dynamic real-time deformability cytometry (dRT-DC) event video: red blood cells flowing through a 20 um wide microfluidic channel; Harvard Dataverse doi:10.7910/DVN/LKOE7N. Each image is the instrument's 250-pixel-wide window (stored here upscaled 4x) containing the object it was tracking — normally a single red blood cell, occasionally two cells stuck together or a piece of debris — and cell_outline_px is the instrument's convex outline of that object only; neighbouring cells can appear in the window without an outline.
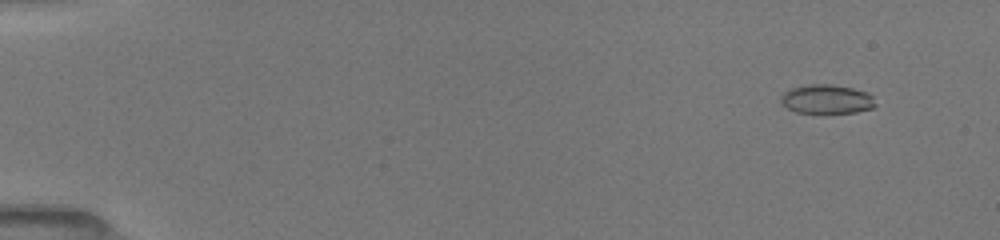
{"species": "common noctule bat (a hibernating species)", "species_latin": "Nyctalus noctula", "temperature_condition": "room temperature", "stored_images_in_passage": 22, "camera_frame_rate_fps": 3000, "um_per_image_px": 0.085, "animal": {"sex": "female", "body_mass_g": 19.5, "forearm_length_mm": 54.1}, "frame": {"image": 1, "passage_image": 4, "time_ms": 0.667, "image_size_px": [1000, 240], "cell_outline_px": [[876, 104], [872, 108], [856, 112], [796, 112], [788, 108], [780, 100], [780, 96], [784, 92], [792, 88], [808, 84], [828, 84], [852, 88], [864, 92], [872, 96]], "centroid_in_image_um": [70.25, 8.42], "position_along_channel_um": 14.7, "area_um2": 15.66}}
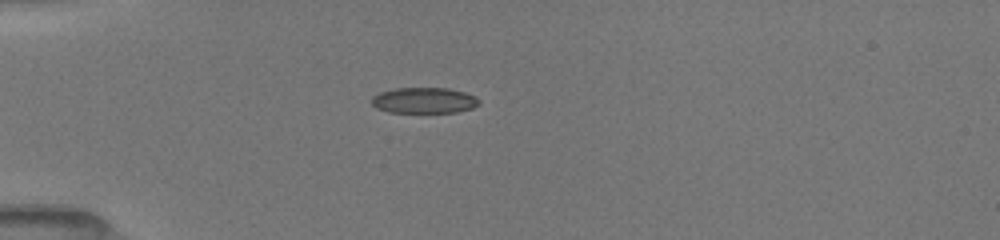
{"frame": {"image": 2, "passage_image": 19, "time_ms": 4.333, "image_size_px": [1000, 240], "cell_outline_px": [[480, 104], [472, 108], [456, 112], [388, 112], [376, 108], [372, 104], [372, 96], [380, 92], [396, 88], [448, 88], [464, 92], [476, 96], [480, 100]], "centroid_in_image_um": [36.06, 8.53], "position_along_channel_um": 48.9, "area_um2": 16.18}}